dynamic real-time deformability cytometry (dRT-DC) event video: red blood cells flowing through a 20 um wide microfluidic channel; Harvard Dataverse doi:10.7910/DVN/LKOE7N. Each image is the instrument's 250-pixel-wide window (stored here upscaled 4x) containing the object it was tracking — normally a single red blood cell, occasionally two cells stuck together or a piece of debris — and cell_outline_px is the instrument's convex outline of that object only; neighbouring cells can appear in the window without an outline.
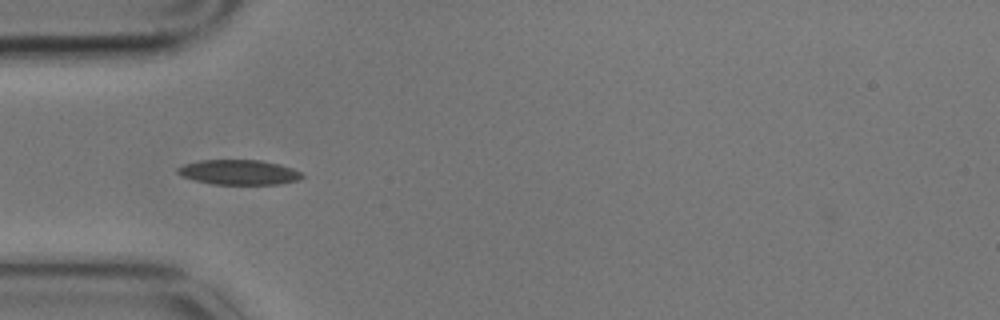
{"species": "common noctule bat (a hibernating species)", "species_latin": "Nyctalus noctula", "temperature_condition": "cold", "stored_images_in_passage": 4, "camera_frame_rate_fps": 3000, "um_per_image_px": 0.085, "animal": {"sex": "male", "body_mass_g": 17.9}, "frame": {"image": 1, "passage_image": 1, "time_ms": 0.0, "image_size_px": [1000, 320], "cell_outline_px": [[304, 176], [300, 180], [280, 184], [212, 184], [180, 176], [176, 172], [176, 168], [184, 164], [200, 160], [260, 160], [280, 164], [292, 168], [300, 172]], "centroid_in_image_um": [20.3, 14.64], "position_along_channel_um": 64.7, "area_um2": 18.15}}
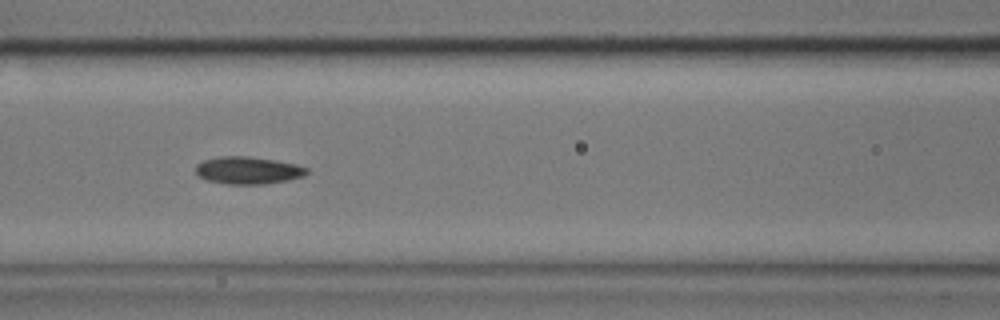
{"frame": {"image": 2, "passage_image": 3, "time_ms": 0.667, "image_size_px": [1000, 320], "cell_outline_px": [[308, 172], [304, 176], [288, 180], [264, 184], [228, 184], [208, 180], [200, 176], [196, 172], [196, 164], [204, 160], [220, 156], [248, 156], [296, 164], [308, 168]], "centroid_in_image_um": [21.09, 14.48], "position_along_channel_um": 145.5, "area_um2": 17.57}}